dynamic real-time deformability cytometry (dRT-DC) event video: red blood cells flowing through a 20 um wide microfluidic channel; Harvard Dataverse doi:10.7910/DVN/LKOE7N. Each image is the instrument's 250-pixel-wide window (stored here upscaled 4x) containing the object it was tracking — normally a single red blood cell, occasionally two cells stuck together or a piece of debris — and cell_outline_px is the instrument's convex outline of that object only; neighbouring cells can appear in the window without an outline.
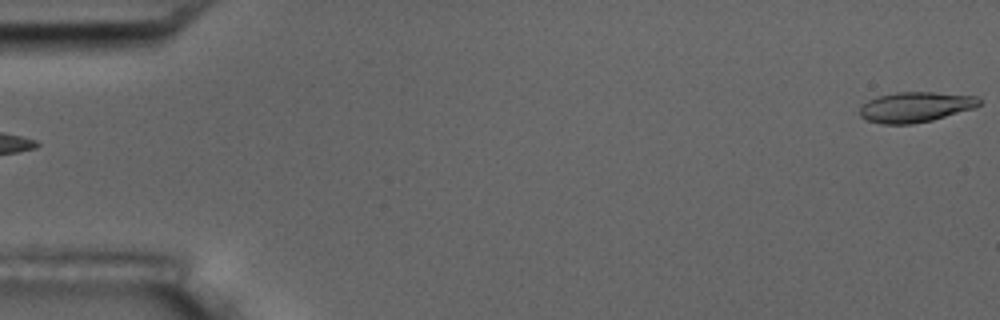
{"species": "common noctule bat (a hibernating species)", "species_latin": "Nyctalus noctula", "temperature_condition": "room temperature", "stored_images_in_passage": 7, "camera_frame_rate_fps": 3000, "um_per_image_px": 0.085, "animal": {"sex": "male", "body_mass_g": 17.5, "forearm_length_mm": 52.3}, "frame": {"image": 1, "passage_image": 1, "time_ms": 0.0, "image_size_px": [1000, 320], "cell_outline_px": [[980, 104], [976, 108], [932, 120], [912, 124], [884, 124], [868, 120], [860, 116], [860, 108], [868, 100], [880, 96], [896, 92], [932, 92], [980, 96]], "centroid_in_image_um": [77.87, 9.09], "position_along_channel_um": 7.1, "area_um2": 21.04}}
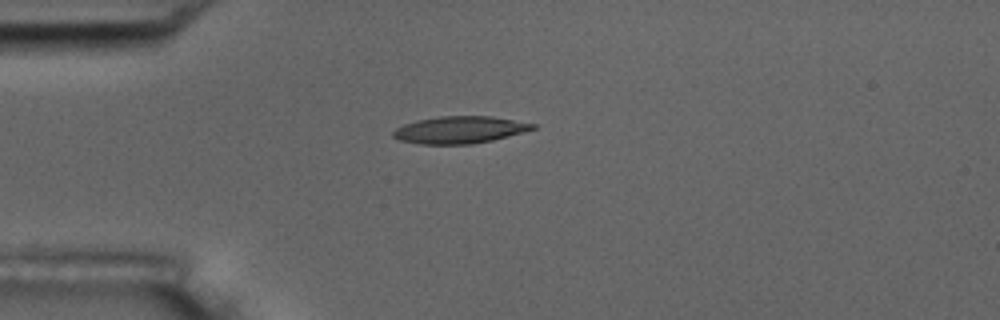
{"frame": {"image": 2, "passage_image": 5, "time_ms": 4.667, "image_size_px": [1000, 320], "cell_outline_px": [[536, 128], [508, 136], [492, 140], [472, 144], [420, 144], [400, 140], [392, 136], [392, 132], [396, 128], [404, 124], [420, 120], [440, 116], [492, 116], [536, 124]], "centroid_in_image_um": [39.07, 11.03], "position_along_channel_um": 45.9, "area_um2": 21.85}}
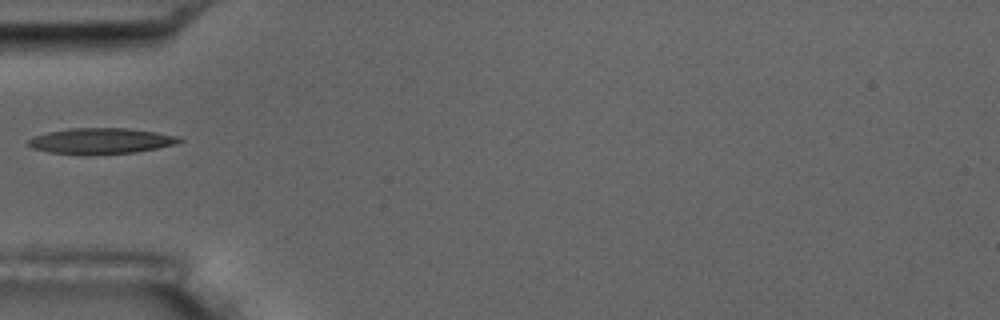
{"frame": {"image": 3, "passage_image": 6, "time_ms": 6.0, "image_size_px": [1000, 320], "cell_outline_px": [[184, 140], [176, 144], [136, 152], [48, 152], [32, 148], [28, 144], [28, 140], [36, 136], [48, 132], [68, 128], [128, 128], [156, 132], [180, 136]], "centroid_in_image_um": [8.65, 11.93], "position_along_channel_um": 76.3, "area_um2": 21.79}}